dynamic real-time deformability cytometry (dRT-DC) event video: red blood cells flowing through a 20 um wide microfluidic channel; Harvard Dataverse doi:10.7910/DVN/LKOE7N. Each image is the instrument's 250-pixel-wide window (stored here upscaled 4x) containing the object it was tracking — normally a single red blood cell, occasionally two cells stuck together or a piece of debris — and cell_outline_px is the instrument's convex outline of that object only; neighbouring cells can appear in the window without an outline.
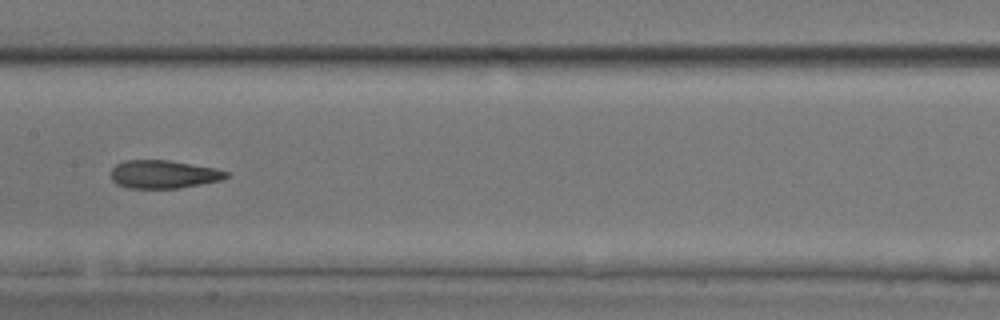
{"species": "common noctule bat (a hibernating species)", "species_latin": "Nyctalus noctula", "temperature_condition": "room temperature", "stored_images_in_passage": 35, "camera_frame_rate_fps": 3000, "um_per_image_px": 0.085, "animal": {"sex": "male", "body_mass_g": 17.9, "forearm_length_mm": 54.2}, "frame": {"image": 1, "passage_image": 11, "time_ms": 3.333, "image_size_px": [1000, 320], "cell_outline_px": [[228, 176], [220, 180], [180, 188], [128, 188], [116, 184], [112, 180], [112, 168], [116, 164], [124, 160], [168, 160], [216, 168], [228, 172]], "centroid_in_image_um": [13.88, 14.81], "position_along_channel_um": 193.5, "area_um2": 18.84}}
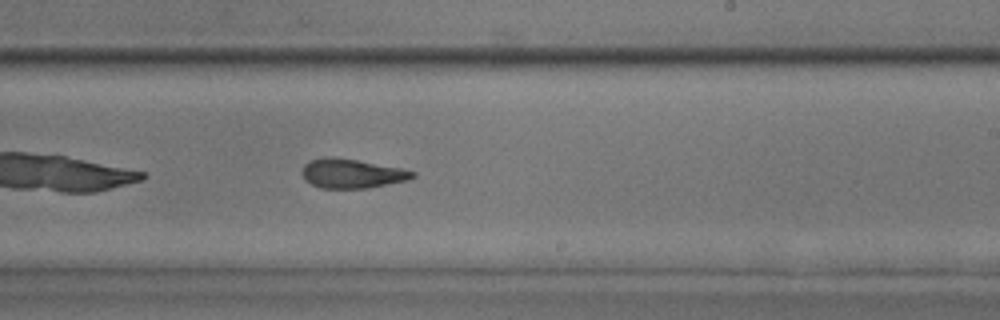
{"frame": {"image": 2, "passage_image": 16, "time_ms": 5.0, "image_size_px": [1000, 320], "cell_outline_px": [[416, 176], [408, 180], [368, 188], [320, 188], [304, 180], [300, 172], [304, 164], [308, 160], [324, 156], [332, 156], [356, 160], [400, 168], [416, 172]], "centroid_in_image_um": [29.84, 14.74], "position_along_channel_um": 259.2, "area_um2": 19.02}}
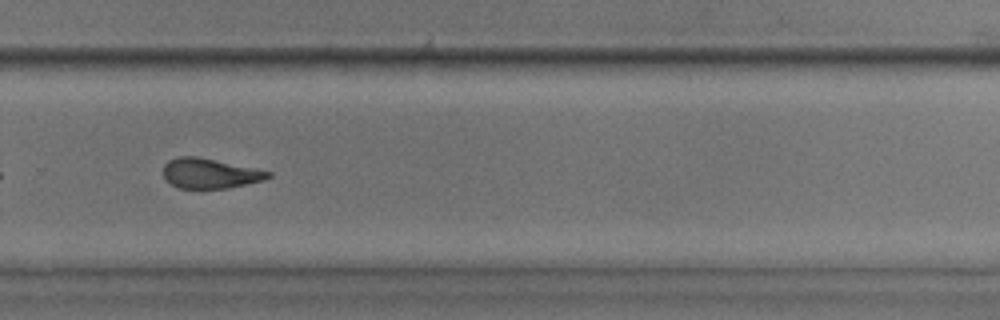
{"frame": {"image": 3, "passage_image": 20, "time_ms": 6.333, "image_size_px": [1000, 320], "cell_outline_px": [[272, 176], [264, 180], [228, 188], [180, 188], [164, 180], [164, 164], [168, 160], [180, 156], [196, 156], [256, 168], [272, 172]], "centroid_in_image_um": [17.85, 14.73], "position_along_channel_um": 312.0, "area_um2": 18.32}, "authors_computed_cell_mechanics": {"area_um2": 19.074, "velocity_mm_per_s": 3.9607, "shape_relaxation_time_tau1_ms": null, "shape_relaxation_time_tau2_ms": 2.6743, "deformation_change_tau1": null, "deformation_change_tau2": 0.1219}}